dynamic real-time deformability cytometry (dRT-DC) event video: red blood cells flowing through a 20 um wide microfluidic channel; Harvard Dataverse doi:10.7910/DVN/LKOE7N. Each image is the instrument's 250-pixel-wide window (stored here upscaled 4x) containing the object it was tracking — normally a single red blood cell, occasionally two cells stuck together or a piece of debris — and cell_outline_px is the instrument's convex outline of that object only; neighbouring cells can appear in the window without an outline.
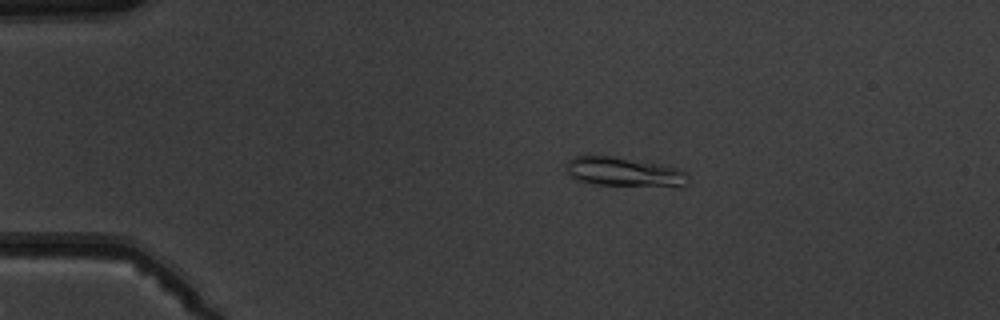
{"species": "common noctule bat (a hibernating species)", "species_latin": "Nyctalus noctula", "temperature_condition": "warm", "stored_images_in_passage": 7, "camera_frame_rate_fps": 3000, "um_per_image_px": 0.085, "animal": {"sex": "male", "body_mass_g": 19.5, "forearm_length_mm": 54.6}, "frame": {"image": 1, "passage_image": 3, "time_ms": 2.333, "image_size_px": [1000, 320], "cell_outline_px": [[688, 184], [680, 188], [592, 184], [576, 180], [568, 172], [568, 160], [572, 156], [588, 152], [660, 164], [688, 172]], "centroid_in_image_um": [53.05, 14.61], "position_along_channel_um": 31.9, "area_um2": 21.68}}
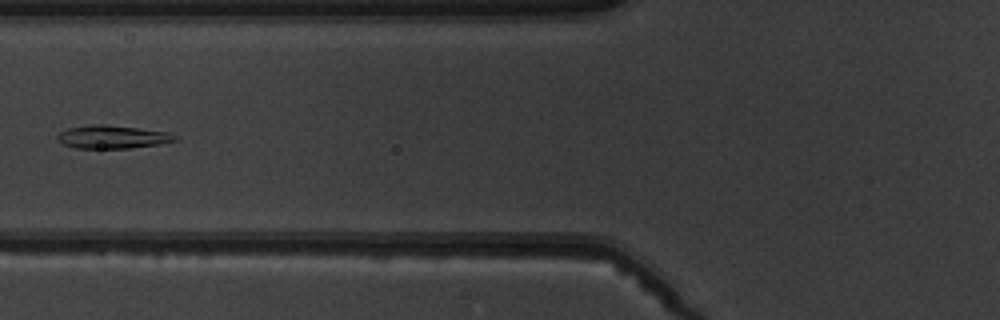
{"frame": {"image": 2, "passage_image": 6, "time_ms": 6.0, "image_size_px": [1000, 320], "cell_outline_px": [[176, 140], [160, 144], [128, 148], [76, 148], [64, 144], [56, 140], [56, 136], [60, 132], [68, 128], [96, 124], [104, 124], [168, 132], [176, 136]], "centroid_in_image_um": [9.52, 11.64], "position_along_channel_um": 116.3, "area_um2": 15.66}}
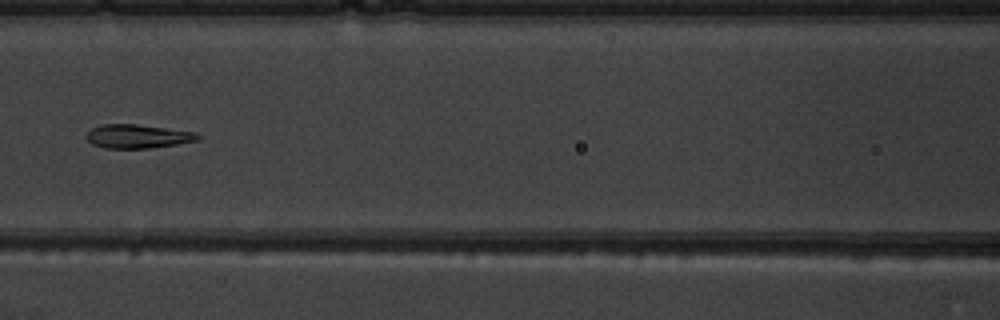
{"frame": {"image": 3, "passage_image": 7, "time_ms": 7.0, "image_size_px": [1000, 320], "cell_outline_px": [[200, 136], [196, 140], [176, 144], [148, 148], [104, 148], [92, 144], [84, 136], [92, 128], [104, 124], [136, 124], [196, 132]], "centroid_in_image_um": [11.66, 11.58], "position_along_channel_um": 154.9, "area_um2": 15.26}}